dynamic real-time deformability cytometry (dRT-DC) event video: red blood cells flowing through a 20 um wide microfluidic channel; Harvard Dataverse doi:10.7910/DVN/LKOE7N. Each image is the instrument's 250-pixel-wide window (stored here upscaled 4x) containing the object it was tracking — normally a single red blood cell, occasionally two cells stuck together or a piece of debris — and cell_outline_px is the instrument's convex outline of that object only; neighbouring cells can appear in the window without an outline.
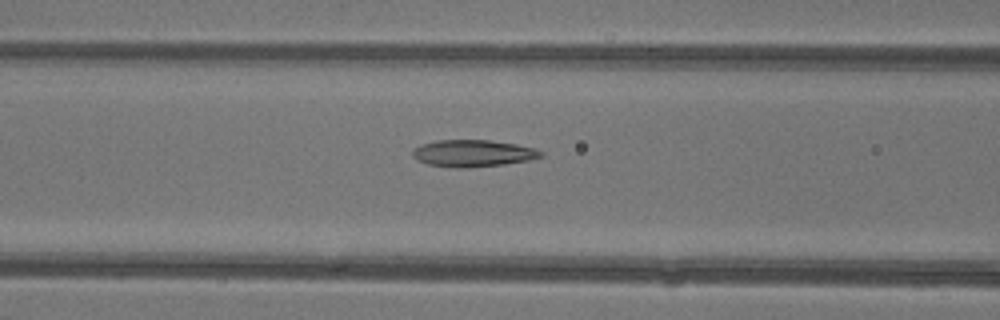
{"species": "common noctule bat (a hibernating species)", "species_latin": "Nyctalus noctula", "temperature_condition": "warm", "stored_images_in_passage": 41, "camera_frame_rate_fps": 3000, "um_per_image_px": 0.085, "animal": {"sex": "female"}, "frame": {"image": 1, "passage_image": 14, "time_ms": 4.333, "image_size_px": [1000, 320], "cell_outline_px": [[544, 156], [528, 160], [504, 164], [468, 168], [456, 168], [428, 164], [416, 160], [412, 156], [412, 152], [420, 144], [436, 140], [488, 140], [516, 144], [536, 148], [544, 152]], "centroid_in_image_um": [40.21, 13.03], "position_along_channel_um": 126.4, "area_um2": 20.23}}
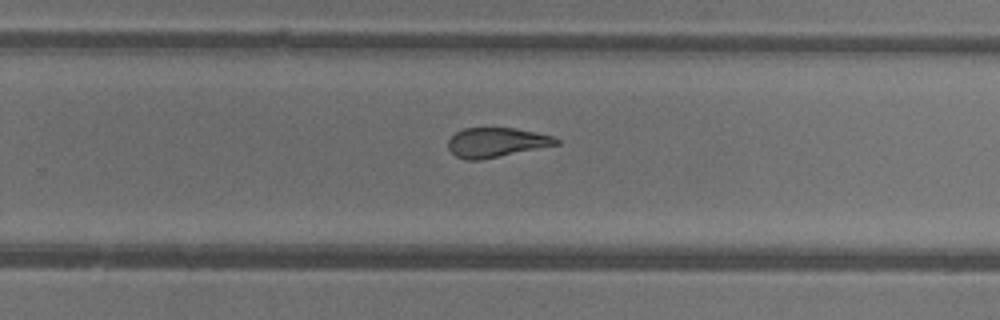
{"frame": {"image": 2, "passage_image": 25, "time_ms": 8.0, "image_size_px": [1000, 320], "cell_outline_px": [[560, 144], [480, 160], [464, 160], [456, 156], [448, 148], [448, 140], [456, 132], [464, 128], [516, 128], [536, 132], [552, 136], [560, 140]], "centroid_in_image_um": [42.19, 12.1], "position_along_channel_um": 287.6, "area_um2": 18.55}}
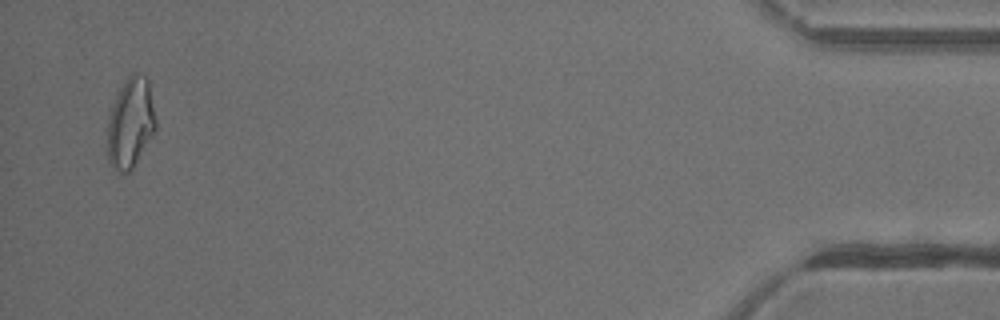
{"frame": {"image": 3, "passage_image": 40, "time_ms": 13.0, "image_size_px": [1000, 320], "cell_outline_px": [[156, 128], [132, 168], [128, 172], [120, 172], [108, 160], [108, 116], [116, 92], [128, 76], [132, 72], [136, 72], [144, 76], [148, 80], [156, 120]], "centroid_in_image_um": [11.08, 10.38], "position_along_channel_um": 424.1, "area_um2": 25.09}, "authors_computed_cell_mechanics": {"area_um2": 20.9236, "velocity_mm_per_s": 4.4059, "shape_relaxation_time_tau1_ms": 5.4007, "shape_relaxation_time_tau2_ms": 1.8409, "deformation_change_tau1": 0.2037, "deformation_change_tau2": 0.1062}}